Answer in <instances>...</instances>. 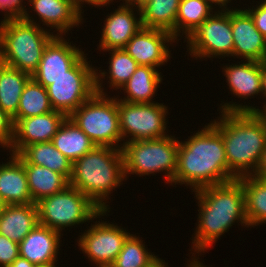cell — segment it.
Here are the masks:
<instances>
[{
	"instance_id": "cell-15",
	"label": "cell",
	"mask_w": 266,
	"mask_h": 267,
	"mask_svg": "<svg viewBox=\"0 0 266 267\" xmlns=\"http://www.w3.org/2000/svg\"><path fill=\"white\" fill-rule=\"evenodd\" d=\"M174 40L167 31L142 27L124 49L138 65L156 68L170 59V51L165 43L175 42Z\"/></svg>"
},
{
	"instance_id": "cell-23",
	"label": "cell",
	"mask_w": 266,
	"mask_h": 267,
	"mask_svg": "<svg viewBox=\"0 0 266 267\" xmlns=\"http://www.w3.org/2000/svg\"><path fill=\"white\" fill-rule=\"evenodd\" d=\"M51 142L72 164L96 147L69 117L62 122Z\"/></svg>"
},
{
	"instance_id": "cell-1",
	"label": "cell",
	"mask_w": 266,
	"mask_h": 267,
	"mask_svg": "<svg viewBox=\"0 0 266 267\" xmlns=\"http://www.w3.org/2000/svg\"><path fill=\"white\" fill-rule=\"evenodd\" d=\"M205 127L185 143L179 142L175 185L186 183L196 191L235 180L228 171L222 134L212 123Z\"/></svg>"
},
{
	"instance_id": "cell-14",
	"label": "cell",
	"mask_w": 266,
	"mask_h": 267,
	"mask_svg": "<svg viewBox=\"0 0 266 267\" xmlns=\"http://www.w3.org/2000/svg\"><path fill=\"white\" fill-rule=\"evenodd\" d=\"M66 117L64 113L53 110L42 115L12 119L14 123V137L10 145L12 154H19L28 145L51 141Z\"/></svg>"
},
{
	"instance_id": "cell-46",
	"label": "cell",
	"mask_w": 266,
	"mask_h": 267,
	"mask_svg": "<svg viewBox=\"0 0 266 267\" xmlns=\"http://www.w3.org/2000/svg\"><path fill=\"white\" fill-rule=\"evenodd\" d=\"M5 60H4V56H3V50H2V46H1V42H0V71L3 69V67L5 66Z\"/></svg>"
},
{
	"instance_id": "cell-6",
	"label": "cell",
	"mask_w": 266,
	"mask_h": 267,
	"mask_svg": "<svg viewBox=\"0 0 266 267\" xmlns=\"http://www.w3.org/2000/svg\"><path fill=\"white\" fill-rule=\"evenodd\" d=\"M101 74V75H100ZM96 72V92L80 105L69 118L90 138L96 146L114 147L122 140L119 128V114L116 98H106L100 83V76L106 72ZM105 95V96H104Z\"/></svg>"
},
{
	"instance_id": "cell-43",
	"label": "cell",
	"mask_w": 266,
	"mask_h": 267,
	"mask_svg": "<svg viewBox=\"0 0 266 267\" xmlns=\"http://www.w3.org/2000/svg\"><path fill=\"white\" fill-rule=\"evenodd\" d=\"M151 0H125V4L137 6L138 9H140L142 6H144L146 3L150 2Z\"/></svg>"
},
{
	"instance_id": "cell-28",
	"label": "cell",
	"mask_w": 266,
	"mask_h": 267,
	"mask_svg": "<svg viewBox=\"0 0 266 267\" xmlns=\"http://www.w3.org/2000/svg\"><path fill=\"white\" fill-rule=\"evenodd\" d=\"M31 78V75L6 65L0 71V107L10 117L17 114L21 94Z\"/></svg>"
},
{
	"instance_id": "cell-37",
	"label": "cell",
	"mask_w": 266,
	"mask_h": 267,
	"mask_svg": "<svg viewBox=\"0 0 266 267\" xmlns=\"http://www.w3.org/2000/svg\"><path fill=\"white\" fill-rule=\"evenodd\" d=\"M22 2L23 0H0V9L6 11L7 16H20L25 10V7L21 6Z\"/></svg>"
},
{
	"instance_id": "cell-7",
	"label": "cell",
	"mask_w": 266,
	"mask_h": 267,
	"mask_svg": "<svg viewBox=\"0 0 266 267\" xmlns=\"http://www.w3.org/2000/svg\"><path fill=\"white\" fill-rule=\"evenodd\" d=\"M179 141L169 135L159 139L127 141L121 146L124 173L149 175L164 171L167 183H173L177 166Z\"/></svg>"
},
{
	"instance_id": "cell-8",
	"label": "cell",
	"mask_w": 266,
	"mask_h": 267,
	"mask_svg": "<svg viewBox=\"0 0 266 267\" xmlns=\"http://www.w3.org/2000/svg\"><path fill=\"white\" fill-rule=\"evenodd\" d=\"M36 205L39 223L58 232L107 212L101 211L79 189L70 185L61 192L41 199Z\"/></svg>"
},
{
	"instance_id": "cell-21",
	"label": "cell",
	"mask_w": 266,
	"mask_h": 267,
	"mask_svg": "<svg viewBox=\"0 0 266 267\" xmlns=\"http://www.w3.org/2000/svg\"><path fill=\"white\" fill-rule=\"evenodd\" d=\"M11 156V161L0 165V194L7 205L33 203L24 164Z\"/></svg>"
},
{
	"instance_id": "cell-36",
	"label": "cell",
	"mask_w": 266,
	"mask_h": 267,
	"mask_svg": "<svg viewBox=\"0 0 266 267\" xmlns=\"http://www.w3.org/2000/svg\"><path fill=\"white\" fill-rule=\"evenodd\" d=\"M246 11L253 18L257 30L266 37V1L261 3L259 6Z\"/></svg>"
},
{
	"instance_id": "cell-41",
	"label": "cell",
	"mask_w": 266,
	"mask_h": 267,
	"mask_svg": "<svg viewBox=\"0 0 266 267\" xmlns=\"http://www.w3.org/2000/svg\"><path fill=\"white\" fill-rule=\"evenodd\" d=\"M8 267H35L31 262H29L27 259H24L22 257L16 258L13 263Z\"/></svg>"
},
{
	"instance_id": "cell-27",
	"label": "cell",
	"mask_w": 266,
	"mask_h": 267,
	"mask_svg": "<svg viewBox=\"0 0 266 267\" xmlns=\"http://www.w3.org/2000/svg\"><path fill=\"white\" fill-rule=\"evenodd\" d=\"M179 4L180 0H151L138 9L142 26L167 31L175 38Z\"/></svg>"
},
{
	"instance_id": "cell-47",
	"label": "cell",
	"mask_w": 266,
	"mask_h": 267,
	"mask_svg": "<svg viewBox=\"0 0 266 267\" xmlns=\"http://www.w3.org/2000/svg\"><path fill=\"white\" fill-rule=\"evenodd\" d=\"M188 267H204V266L200 264V262L197 261V259H194L193 261H191Z\"/></svg>"
},
{
	"instance_id": "cell-13",
	"label": "cell",
	"mask_w": 266,
	"mask_h": 267,
	"mask_svg": "<svg viewBox=\"0 0 266 267\" xmlns=\"http://www.w3.org/2000/svg\"><path fill=\"white\" fill-rule=\"evenodd\" d=\"M62 37H55L46 45L40 63L31 76L37 83L47 88L54 80L67 74V71L85 55L81 49L68 44Z\"/></svg>"
},
{
	"instance_id": "cell-22",
	"label": "cell",
	"mask_w": 266,
	"mask_h": 267,
	"mask_svg": "<svg viewBox=\"0 0 266 267\" xmlns=\"http://www.w3.org/2000/svg\"><path fill=\"white\" fill-rule=\"evenodd\" d=\"M16 156L23 162L27 174L28 189L33 203L63 191L69 180L62 174L46 167L29 164L20 154Z\"/></svg>"
},
{
	"instance_id": "cell-5",
	"label": "cell",
	"mask_w": 266,
	"mask_h": 267,
	"mask_svg": "<svg viewBox=\"0 0 266 267\" xmlns=\"http://www.w3.org/2000/svg\"><path fill=\"white\" fill-rule=\"evenodd\" d=\"M26 10L20 16H7L0 23V42L6 66L33 75L46 45L55 37L45 31Z\"/></svg>"
},
{
	"instance_id": "cell-39",
	"label": "cell",
	"mask_w": 266,
	"mask_h": 267,
	"mask_svg": "<svg viewBox=\"0 0 266 267\" xmlns=\"http://www.w3.org/2000/svg\"><path fill=\"white\" fill-rule=\"evenodd\" d=\"M252 175H254L255 177H257L263 181H266V147H265V150L262 154L258 168H257L256 172H254V174H252Z\"/></svg>"
},
{
	"instance_id": "cell-34",
	"label": "cell",
	"mask_w": 266,
	"mask_h": 267,
	"mask_svg": "<svg viewBox=\"0 0 266 267\" xmlns=\"http://www.w3.org/2000/svg\"><path fill=\"white\" fill-rule=\"evenodd\" d=\"M19 257V244L0 234V266L8 267Z\"/></svg>"
},
{
	"instance_id": "cell-25",
	"label": "cell",
	"mask_w": 266,
	"mask_h": 267,
	"mask_svg": "<svg viewBox=\"0 0 266 267\" xmlns=\"http://www.w3.org/2000/svg\"><path fill=\"white\" fill-rule=\"evenodd\" d=\"M162 77L156 68L139 65L130 79L120 88H124L127 97L120 101L129 103H153L152 98Z\"/></svg>"
},
{
	"instance_id": "cell-49",
	"label": "cell",
	"mask_w": 266,
	"mask_h": 267,
	"mask_svg": "<svg viewBox=\"0 0 266 267\" xmlns=\"http://www.w3.org/2000/svg\"><path fill=\"white\" fill-rule=\"evenodd\" d=\"M35 267H56V266H55V262H54V263H51V264H47V265H38V266H35Z\"/></svg>"
},
{
	"instance_id": "cell-11",
	"label": "cell",
	"mask_w": 266,
	"mask_h": 267,
	"mask_svg": "<svg viewBox=\"0 0 266 267\" xmlns=\"http://www.w3.org/2000/svg\"><path fill=\"white\" fill-rule=\"evenodd\" d=\"M190 55L197 57L233 56L230 10L208 17L187 37ZM212 55V56H211Z\"/></svg>"
},
{
	"instance_id": "cell-20",
	"label": "cell",
	"mask_w": 266,
	"mask_h": 267,
	"mask_svg": "<svg viewBox=\"0 0 266 267\" xmlns=\"http://www.w3.org/2000/svg\"><path fill=\"white\" fill-rule=\"evenodd\" d=\"M38 223L35 203L7 205L0 213V234L19 244Z\"/></svg>"
},
{
	"instance_id": "cell-45",
	"label": "cell",
	"mask_w": 266,
	"mask_h": 267,
	"mask_svg": "<svg viewBox=\"0 0 266 267\" xmlns=\"http://www.w3.org/2000/svg\"><path fill=\"white\" fill-rule=\"evenodd\" d=\"M207 3H209L210 2V5H212L213 3H215V4H218V5H220V8L223 6H225L224 8H227L226 7V5H227V3H228V1H230V0H205ZM212 3V4H211Z\"/></svg>"
},
{
	"instance_id": "cell-12",
	"label": "cell",
	"mask_w": 266,
	"mask_h": 267,
	"mask_svg": "<svg viewBox=\"0 0 266 267\" xmlns=\"http://www.w3.org/2000/svg\"><path fill=\"white\" fill-rule=\"evenodd\" d=\"M130 235L123 228L106 222L93 224L79 239L81 250L90 257L91 261L99 267H110L118 253L122 250L123 243Z\"/></svg>"
},
{
	"instance_id": "cell-9",
	"label": "cell",
	"mask_w": 266,
	"mask_h": 267,
	"mask_svg": "<svg viewBox=\"0 0 266 267\" xmlns=\"http://www.w3.org/2000/svg\"><path fill=\"white\" fill-rule=\"evenodd\" d=\"M95 71L83 55L66 75L46 88L52 108L69 117L96 92Z\"/></svg>"
},
{
	"instance_id": "cell-48",
	"label": "cell",
	"mask_w": 266,
	"mask_h": 267,
	"mask_svg": "<svg viewBox=\"0 0 266 267\" xmlns=\"http://www.w3.org/2000/svg\"><path fill=\"white\" fill-rule=\"evenodd\" d=\"M7 203L3 200L1 194H0V213L6 208Z\"/></svg>"
},
{
	"instance_id": "cell-18",
	"label": "cell",
	"mask_w": 266,
	"mask_h": 267,
	"mask_svg": "<svg viewBox=\"0 0 266 267\" xmlns=\"http://www.w3.org/2000/svg\"><path fill=\"white\" fill-rule=\"evenodd\" d=\"M60 232L40 223L19 243V256L33 265L54 263L60 244Z\"/></svg>"
},
{
	"instance_id": "cell-29",
	"label": "cell",
	"mask_w": 266,
	"mask_h": 267,
	"mask_svg": "<svg viewBox=\"0 0 266 267\" xmlns=\"http://www.w3.org/2000/svg\"><path fill=\"white\" fill-rule=\"evenodd\" d=\"M245 197V212L249 226L266 222V181L254 175L238 178Z\"/></svg>"
},
{
	"instance_id": "cell-40",
	"label": "cell",
	"mask_w": 266,
	"mask_h": 267,
	"mask_svg": "<svg viewBox=\"0 0 266 267\" xmlns=\"http://www.w3.org/2000/svg\"><path fill=\"white\" fill-rule=\"evenodd\" d=\"M261 86H262V93L266 96V60L261 62ZM266 105H264V109Z\"/></svg>"
},
{
	"instance_id": "cell-17",
	"label": "cell",
	"mask_w": 266,
	"mask_h": 267,
	"mask_svg": "<svg viewBox=\"0 0 266 267\" xmlns=\"http://www.w3.org/2000/svg\"><path fill=\"white\" fill-rule=\"evenodd\" d=\"M132 9L133 6L123 4L105 20L99 45L102 50L124 49L127 42L143 27L141 16L137 20Z\"/></svg>"
},
{
	"instance_id": "cell-32",
	"label": "cell",
	"mask_w": 266,
	"mask_h": 267,
	"mask_svg": "<svg viewBox=\"0 0 266 267\" xmlns=\"http://www.w3.org/2000/svg\"><path fill=\"white\" fill-rule=\"evenodd\" d=\"M142 242L138 237L130 234L110 267H147L150 265L157 256L147 252Z\"/></svg>"
},
{
	"instance_id": "cell-16",
	"label": "cell",
	"mask_w": 266,
	"mask_h": 267,
	"mask_svg": "<svg viewBox=\"0 0 266 267\" xmlns=\"http://www.w3.org/2000/svg\"><path fill=\"white\" fill-rule=\"evenodd\" d=\"M233 34V56L262 62L266 60V37L256 28L253 18L246 10H230Z\"/></svg>"
},
{
	"instance_id": "cell-35",
	"label": "cell",
	"mask_w": 266,
	"mask_h": 267,
	"mask_svg": "<svg viewBox=\"0 0 266 267\" xmlns=\"http://www.w3.org/2000/svg\"><path fill=\"white\" fill-rule=\"evenodd\" d=\"M14 137V123L12 117L0 107V145L9 148Z\"/></svg>"
},
{
	"instance_id": "cell-2",
	"label": "cell",
	"mask_w": 266,
	"mask_h": 267,
	"mask_svg": "<svg viewBox=\"0 0 266 267\" xmlns=\"http://www.w3.org/2000/svg\"><path fill=\"white\" fill-rule=\"evenodd\" d=\"M221 113L212 124L222 134L229 173L235 179L254 174L266 147V118L258 112Z\"/></svg>"
},
{
	"instance_id": "cell-33",
	"label": "cell",
	"mask_w": 266,
	"mask_h": 267,
	"mask_svg": "<svg viewBox=\"0 0 266 267\" xmlns=\"http://www.w3.org/2000/svg\"><path fill=\"white\" fill-rule=\"evenodd\" d=\"M109 61L110 87L120 89L132 76L139 66L137 62L125 51V49H112Z\"/></svg>"
},
{
	"instance_id": "cell-30",
	"label": "cell",
	"mask_w": 266,
	"mask_h": 267,
	"mask_svg": "<svg viewBox=\"0 0 266 267\" xmlns=\"http://www.w3.org/2000/svg\"><path fill=\"white\" fill-rule=\"evenodd\" d=\"M53 110L47 89L31 78L24 87L17 114L12 119L42 115Z\"/></svg>"
},
{
	"instance_id": "cell-19",
	"label": "cell",
	"mask_w": 266,
	"mask_h": 267,
	"mask_svg": "<svg viewBox=\"0 0 266 267\" xmlns=\"http://www.w3.org/2000/svg\"><path fill=\"white\" fill-rule=\"evenodd\" d=\"M44 25L59 31V35L77 26L81 20V7L75 0H29ZM46 23V24H45Z\"/></svg>"
},
{
	"instance_id": "cell-38",
	"label": "cell",
	"mask_w": 266,
	"mask_h": 267,
	"mask_svg": "<svg viewBox=\"0 0 266 267\" xmlns=\"http://www.w3.org/2000/svg\"><path fill=\"white\" fill-rule=\"evenodd\" d=\"M222 112L228 113V112H258L261 113L265 118H266V108L264 111L259 110L258 108L256 109L255 107L251 106H245V105H238V104H230V103H225L222 105Z\"/></svg>"
},
{
	"instance_id": "cell-44",
	"label": "cell",
	"mask_w": 266,
	"mask_h": 267,
	"mask_svg": "<svg viewBox=\"0 0 266 267\" xmlns=\"http://www.w3.org/2000/svg\"><path fill=\"white\" fill-rule=\"evenodd\" d=\"M167 265H165V263L163 262V260H161L160 258H156L150 265H148L147 267H166Z\"/></svg>"
},
{
	"instance_id": "cell-10",
	"label": "cell",
	"mask_w": 266,
	"mask_h": 267,
	"mask_svg": "<svg viewBox=\"0 0 266 267\" xmlns=\"http://www.w3.org/2000/svg\"><path fill=\"white\" fill-rule=\"evenodd\" d=\"M119 128L122 138L128 141L150 140L166 137L167 108L158 103H129L117 99Z\"/></svg>"
},
{
	"instance_id": "cell-31",
	"label": "cell",
	"mask_w": 266,
	"mask_h": 267,
	"mask_svg": "<svg viewBox=\"0 0 266 267\" xmlns=\"http://www.w3.org/2000/svg\"><path fill=\"white\" fill-rule=\"evenodd\" d=\"M210 3L205 0H180L175 22V39L185 30L186 38L212 14Z\"/></svg>"
},
{
	"instance_id": "cell-42",
	"label": "cell",
	"mask_w": 266,
	"mask_h": 267,
	"mask_svg": "<svg viewBox=\"0 0 266 267\" xmlns=\"http://www.w3.org/2000/svg\"><path fill=\"white\" fill-rule=\"evenodd\" d=\"M87 2V3H91V5H97V6H101V5H103V6H107V3L109 4V2L110 1H112V0H75V2L81 7V4H82V2Z\"/></svg>"
},
{
	"instance_id": "cell-26",
	"label": "cell",
	"mask_w": 266,
	"mask_h": 267,
	"mask_svg": "<svg viewBox=\"0 0 266 267\" xmlns=\"http://www.w3.org/2000/svg\"><path fill=\"white\" fill-rule=\"evenodd\" d=\"M19 154L29 164L46 167L71 179L73 164L51 141L28 145Z\"/></svg>"
},
{
	"instance_id": "cell-4",
	"label": "cell",
	"mask_w": 266,
	"mask_h": 267,
	"mask_svg": "<svg viewBox=\"0 0 266 267\" xmlns=\"http://www.w3.org/2000/svg\"><path fill=\"white\" fill-rule=\"evenodd\" d=\"M116 148L96 146L72 165L69 185L79 189L101 211L109 209L103 202L105 197L125 178L122 147Z\"/></svg>"
},
{
	"instance_id": "cell-3",
	"label": "cell",
	"mask_w": 266,
	"mask_h": 267,
	"mask_svg": "<svg viewBox=\"0 0 266 267\" xmlns=\"http://www.w3.org/2000/svg\"><path fill=\"white\" fill-rule=\"evenodd\" d=\"M199 200V222L194 237V251H205L238 220L249 226L245 212L242 183L233 181L196 190Z\"/></svg>"
},
{
	"instance_id": "cell-24",
	"label": "cell",
	"mask_w": 266,
	"mask_h": 267,
	"mask_svg": "<svg viewBox=\"0 0 266 267\" xmlns=\"http://www.w3.org/2000/svg\"><path fill=\"white\" fill-rule=\"evenodd\" d=\"M230 91L236 96L247 98L248 96L262 93L261 86V62L247 60L239 65L225 67Z\"/></svg>"
}]
</instances>
